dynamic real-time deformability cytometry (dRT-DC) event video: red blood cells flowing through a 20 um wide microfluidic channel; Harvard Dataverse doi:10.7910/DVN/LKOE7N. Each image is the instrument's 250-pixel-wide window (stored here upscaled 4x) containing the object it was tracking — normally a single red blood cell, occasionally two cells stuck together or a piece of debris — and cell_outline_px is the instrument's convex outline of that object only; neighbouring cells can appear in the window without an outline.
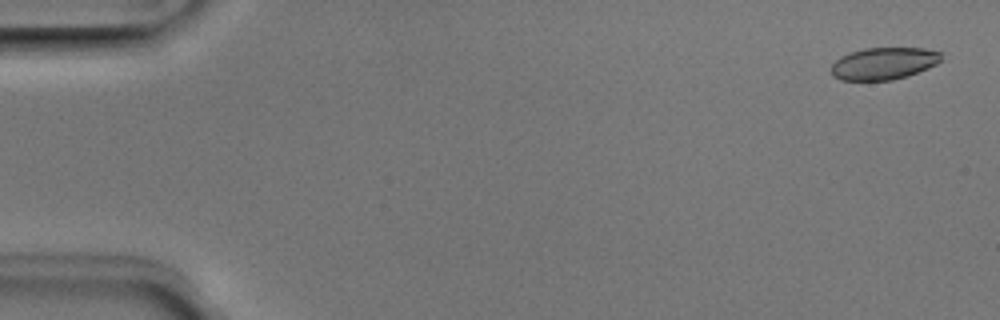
{"species": "Egyptian fruit bat (a non-hibernating species)", "species_latin": "Rousettus aegyptiacus", "temperature_condition": "room temperature", "stored_images_in_passage": 4, "camera_frame_rate_fps": 3000, "um_per_image_px": 0.085, "animal": {"sex": "male"}, "frame": {"image": 1, "passage_image": 1, "time_ms": 0.0, "image_size_px": [1000, 320], "cell_outline_px": [[940, 60], [936, 64], [928, 68], [908, 76], [892, 80], [840, 80], [832, 76], [832, 64], [840, 56], [864, 48], [924, 48], [940, 52]], "centroid_in_image_um": [75.1, 5.4], "position_along_channel_um": 9.9, "area_um2": 20.52}}
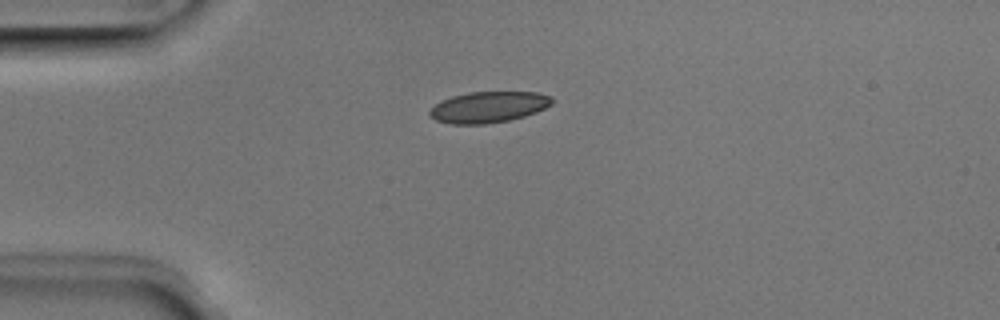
{"frame": {"image": 2, "passage_image": 4, "time_ms": 1.0, "image_size_px": [1000, 320], "cell_outline_px": [[556, 100], [552, 104], [536, 112], [524, 116], [508, 120], [484, 124], [452, 124], [436, 120], [428, 112], [440, 100], [452, 96], [468, 92], [536, 92], [552, 96]], "centroid_in_image_um": [41.55, 9.09], "position_along_channel_um": 43.4, "area_um2": 22.14}}